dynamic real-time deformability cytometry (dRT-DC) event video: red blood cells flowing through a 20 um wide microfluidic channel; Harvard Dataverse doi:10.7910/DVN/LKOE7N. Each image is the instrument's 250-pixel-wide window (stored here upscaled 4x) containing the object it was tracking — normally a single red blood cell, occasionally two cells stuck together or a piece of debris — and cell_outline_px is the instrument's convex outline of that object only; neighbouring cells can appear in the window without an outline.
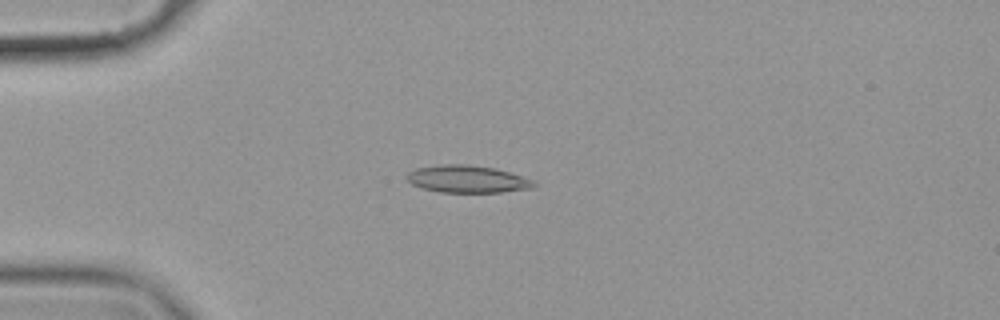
{"species": "common noctule bat (a hibernating species)", "species_latin": "Nyctalus noctula", "temperature_condition": "cold", "stored_images_in_passage": 57, "camera_frame_rate_fps": 3000, "um_per_image_px": 0.085, "animal": {"sex": "female", "body_mass_g": 19.9}, "frame": {"image": 1, "passage_image": 15, "time_ms": 4.667, "image_size_px": [1000, 320], "cell_outline_px": [[536, 184], [532, 188], [500, 192], [440, 192], [420, 188], [412, 184], [404, 176], [408, 172], [416, 168], [444, 164], [468, 164], [496, 168], [532, 180]], "centroid_in_image_um": [39.67, 15.22], "position_along_channel_um": 45.3, "area_um2": 20.17}}
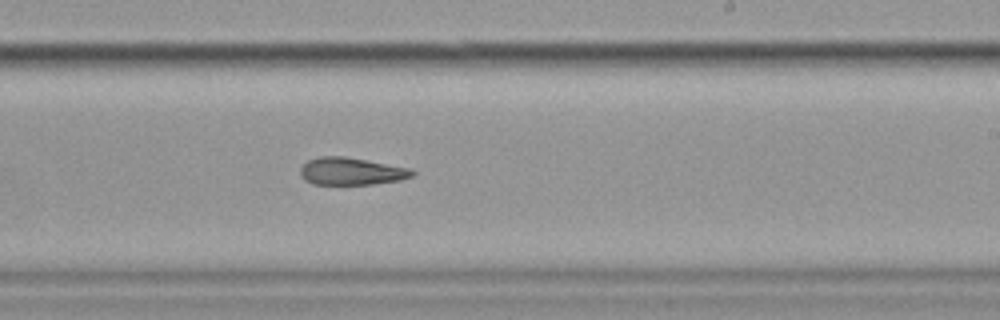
{"frame": {"image": 2, "passage_image": 35, "time_ms": 11.333, "image_size_px": [1000, 320], "cell_outline_px": [[416, 172], [412, 176], [400, 180], [372, 184], [312, 184], [304, 180], [300, 176], [300, 168], [308, 160], [320, 156], [344, 156], [408, 168]], "centroid_in_image_um": [29.81, 14.56], "position_along_channel_um": 259.2, "area_um2": 17.74}}
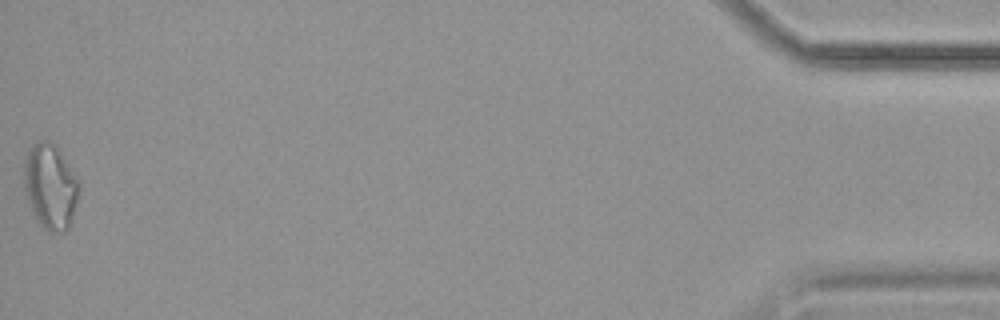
{"frame": {"image": 3, "passage_image": 57, "time_ms": 18.667, "image_size_px": [1000, 320], "cell_outline_px": [[80, 192], [68, 228], [64, 232], [48, 232], [40, 224], [24, 192], [24, 160], [28, 148], [40, 140], [44, 140], [56, 144], [80, 180]], "centroid_in_image_um": [4.3, 15.81], "position_along_channel_um": 430.9, "area_um2": 27.51}, "authors_computed_cell_mechanics": {"area_um2": 19.1318, "velocity_mm_per_s": 3.5596, "shape_relaxation_time_tau1_ms": 9.3188, "shape_relaxation_time_tau2_ms": 7.5763, "deformation_change_tau1": 0.2036, "deformation_change_tau2": 0.1954}}